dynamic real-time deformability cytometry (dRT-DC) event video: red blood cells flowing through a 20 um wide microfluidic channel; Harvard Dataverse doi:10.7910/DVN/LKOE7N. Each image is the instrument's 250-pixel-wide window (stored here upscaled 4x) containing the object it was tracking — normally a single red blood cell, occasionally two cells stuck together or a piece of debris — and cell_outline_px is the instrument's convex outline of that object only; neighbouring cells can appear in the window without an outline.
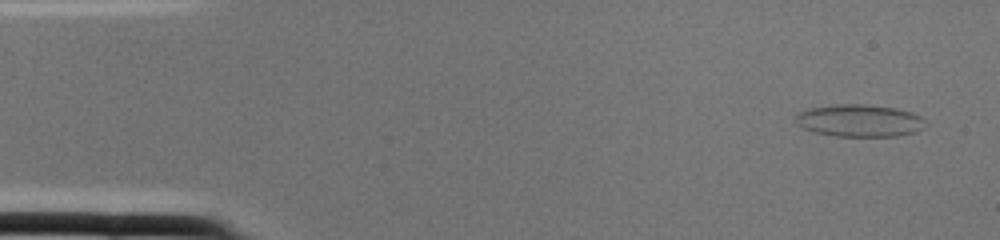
{"species": "common noctule bat (a hibernating species)", "species_latin": "Nyctalus noctula", "temperature_condition": "cold", "stored_images_in_passage": 2, "camera_frame_rate_fps": 3000, "um_per_image_px": 0.085, "animal": {"sex": "female", "body_mass_g": 22.0, "forearm_length_mm": 56.7}, "frame": {"image": 1, "passage_image": 1, "time_ms": 0.0, "image_size_px": [1000, 240], "cell_outline_px": [[924, 128], [912, 132], [896, 136], [832, 136], [812, 132], [796, 124], [796, 116], [800, 112], [808, 108], [836, 104], [864, 104], [896, 108], [912, 112], [920, 116], [924, 120]], "centroid_in_image_um": [73.02, 10.25], "position_along_channel_um": 12.0, "area_um2": 24.45}}
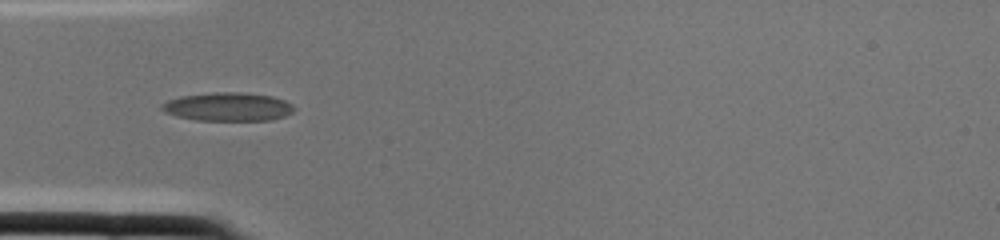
{"frame": {"image": 2, "passage_image": 2, "time_ms": 0.333, "image_size_px": [1000, 240], "cell_outline_px": [[296, 108], [292, 112], [284, 116], [272, 120], [196, 120], [176, 116], [164, 112], [160, 108], [160, 104], [168, 100], [180, 96], [212, 92], [236, 92], [272, 96], [284, 100], [292, 104]], "centroid_in_image_um": [19.35, 9.07], "position_along_channel_um": 65.7, "area_um2": 22.02}}